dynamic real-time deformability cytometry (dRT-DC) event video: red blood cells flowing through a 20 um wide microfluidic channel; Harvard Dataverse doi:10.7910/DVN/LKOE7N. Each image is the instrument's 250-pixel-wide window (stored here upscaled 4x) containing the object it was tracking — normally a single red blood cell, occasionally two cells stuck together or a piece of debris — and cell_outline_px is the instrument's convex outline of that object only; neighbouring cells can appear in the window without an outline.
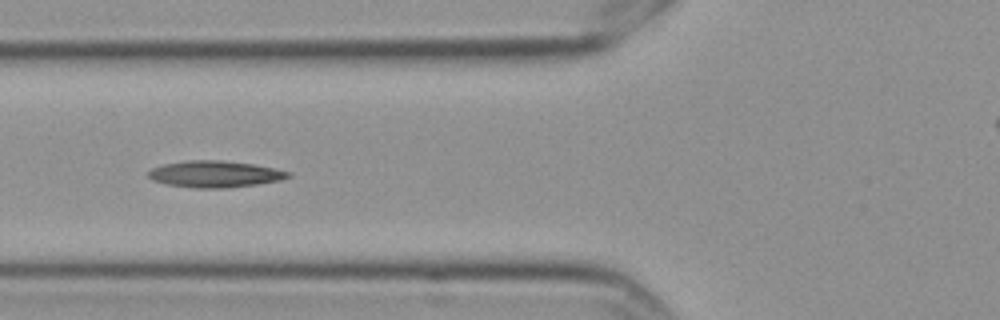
{"species": "Egyptian fruit bat (a non-hibernating species)", "species_latin": "Rousettus aegyptiacus", "temperature_condition": "cold", "stored_images_in_passage": 7, "camera_frame_rate_fps": 3000, "um_per_image_px": 0.085, "frame": {"image": 1, "passage_image": 7, "time_ms": 2.0, "image_size_px": [1000, 320], "cell_outline_px": [[292, 176], [280, 180], [256, 184], [228, 188], [192, 188], [164, 184], [152, 180], [148, 176], [148, 172], [152, 168], [164, 164], [188, 160], [220, 160], [252, 164], [292, 172]], "centroid_in_image_um": [18.24, 14.8], "position_along_channel_um": 107.6, "area_um2": 21.68}}